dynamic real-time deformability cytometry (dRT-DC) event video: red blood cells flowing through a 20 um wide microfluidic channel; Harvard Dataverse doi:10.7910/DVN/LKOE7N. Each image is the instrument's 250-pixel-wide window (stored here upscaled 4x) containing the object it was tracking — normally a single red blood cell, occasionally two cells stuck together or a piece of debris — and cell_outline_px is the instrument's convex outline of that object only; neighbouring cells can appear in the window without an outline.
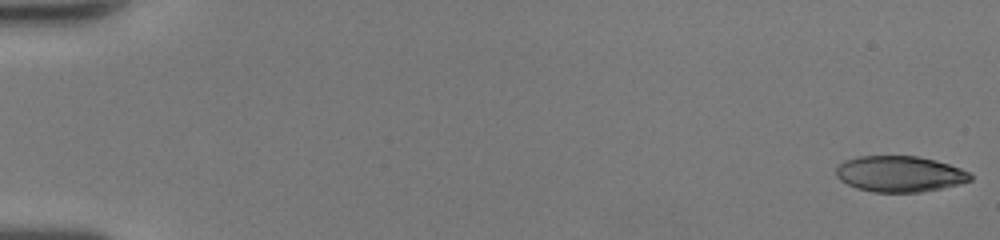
{"species": "human", "species_latin": "Homo sapiens", "temperature_condition": "room temperature", "stored_images_in_passage": 50, "camera_frame_rate_fps": 3000, "um_per_image_px": 0.085, "donor": {"sex": "female"}, "frame": {"image": 1, "passage_image": 1, "time_ms": 0.0, "image_size_px": [1000, 240], "cell_outline_px": [[972, 180], [960, 184], [920, 192], [872, 192], [856, 188], [840, 180], [836, 176], [836, 168], [844, 160], [860, 156], [916, 156], [936, 160], [960, 168], [968, 172], [972, 176]], "centroid_in_image_um": [76.46, 14.78], "position_along_channel_um": 8.5, "area_um2": 28.09}}
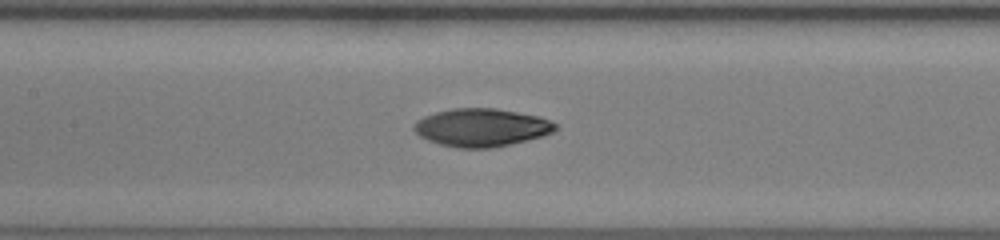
{"frame": {"image": 2, "passage_image": 26, "time_ms": 8.333, "image_size_px": [1000, 240], "cell_outline_px": [[556, 128], [552, 132], [544, 136], [512, 144], [492, 148], [456, 148], [440, 144], [428, 140], [420, 136], [412, 128], [412, 124], [416, 120], [424, 116], [436, 112], [452, 108], [496, 108], [540, 116], [552, 120], [556, 124]], "centroid_in_image_um": [40.93, 10.84], "position_along_channel_um": 166.5, "area_um2": 31.62}}
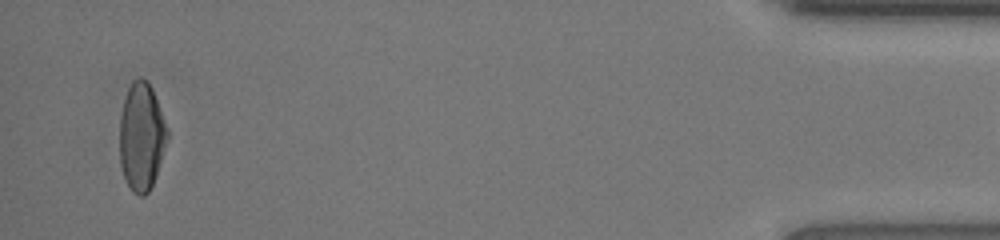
{"frame": {"image": 3, "passage_image": 49, "time_ms": 16.0, "image_size_px": [1000, 240], "cell_outline_px": [[168, 140], [152, 184], [148, 192], [144, 196], [140, 196], [132, 192], [124, 180], [120, 164], [120, 112], [128, 88], [132, 80], [140, 76], [148, 80], [152, 88], [168, 128]], "centroid_in_image_um": [12.02, 11.59], "position_along_channel_um": 423.2, "area_um2": 30.23}}